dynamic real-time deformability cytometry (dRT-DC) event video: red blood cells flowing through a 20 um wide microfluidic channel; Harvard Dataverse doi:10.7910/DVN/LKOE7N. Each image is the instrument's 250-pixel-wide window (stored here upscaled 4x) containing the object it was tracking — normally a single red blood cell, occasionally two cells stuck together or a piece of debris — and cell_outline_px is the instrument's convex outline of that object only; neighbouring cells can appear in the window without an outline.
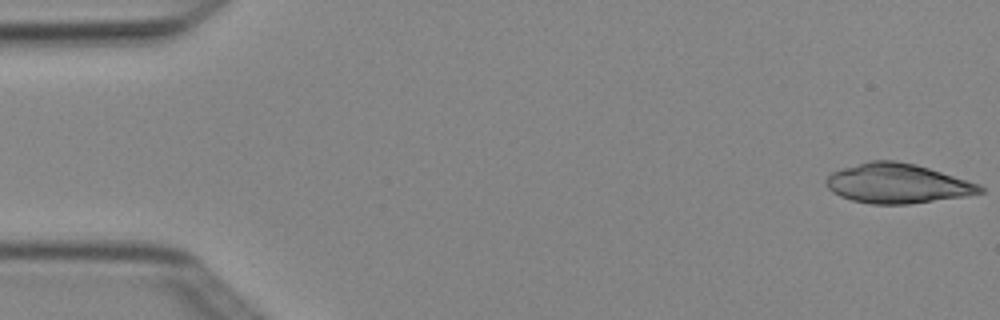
{"species": "Egyptian fruit bat (a non-hibernating species)", "species_latin": "Rousettus aegyptiacus", "temperature_condition": "cold", "stored_images_in_passage": 5, "camera_frame_rate_fps": 3000, "um_per_image_px": 0.085, "animal": {"sex": "female"}, "frame": {"image": 1, "passage_image": 1, "time_ms": 0.0, "image_size_px": [1000, 320], "cell_outline_px": [[984, 192], [964, 196], [908, 204], [872, 204], [852, 200], [840, 196], [832, 192], [824, 184], [824, 180], [832, 172], [868, 160], [896, 160], [916, 164], [980, 184], [984, 188]], "centroid_in_image_um": [76.25, 15.59], "position_along_channel_um": 8.7, "area_um2": 35.49}}